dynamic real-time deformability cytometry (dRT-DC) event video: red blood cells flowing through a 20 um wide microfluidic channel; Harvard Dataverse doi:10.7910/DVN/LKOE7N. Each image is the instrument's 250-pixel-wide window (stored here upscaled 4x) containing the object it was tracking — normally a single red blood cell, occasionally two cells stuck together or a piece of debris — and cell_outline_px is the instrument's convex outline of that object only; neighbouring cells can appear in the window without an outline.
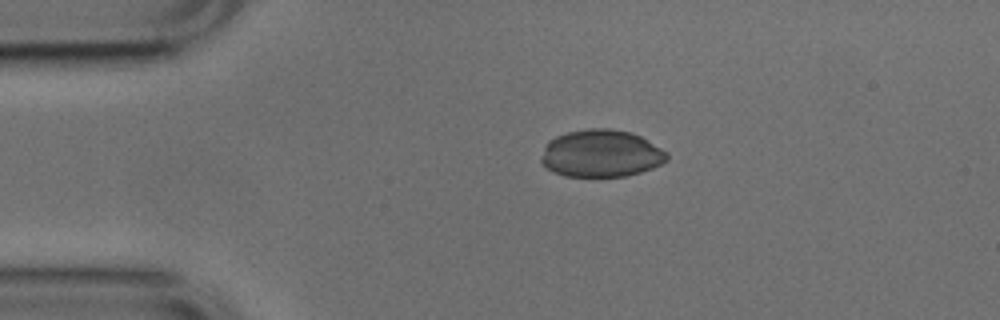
{"species": "common noctule bat (a hibernating species)", "species_latin": "Nyctalus noctula", "temperature_condition": "cold", "stored_images_in_passage": 43, "camera_frame_rate_fps": 3000, "um_per_image_px": 0.085, "animal": {"sex": "male", "body_mass_g": 17.9, "forearm_length_mm": 54.2}, "frame": {"image": 1, "passage_image": 1, "time_ms": 0.0, "image_size_px": [1000, 320], "cell_outline_px": [[668, 160], [652, 168], [640, 172], [624, 176], [564, 176], [552, 172], [540, 160], [540, 156], [544, 144], [548, 140], [556, 136], [568, 132], [588, 128], [608, 128], [632, 132], [648, 140], [668, 152]], "centroid_in_image_um": [51.07, 13.03], "position_along_channel_um": 33.9, "area_um2": 34.91}}
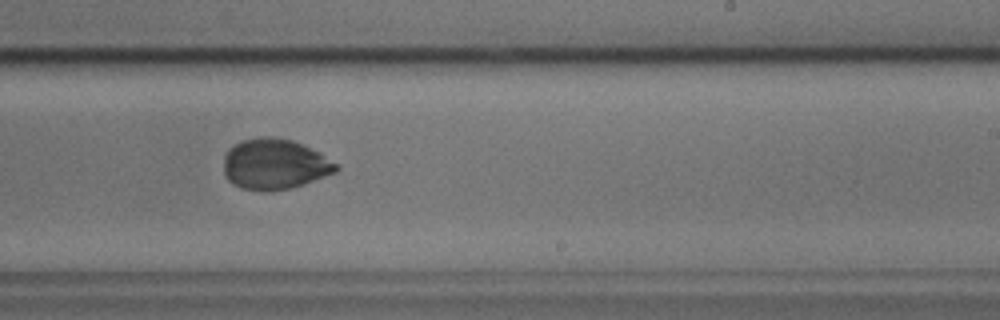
{"frame": {"image": 2, "passage_image": 22, "time_ms": 7.0, "image_size_px": [1000, 320], "cell_outline_px": [[340, 168], [336, 172], [304, 184], [288, 188], [268, 192], [240, 188], [232, 184], [224, 176], [224, 156], [228, 148], [232, 144], [244, 140], [260, 136], [268, 136], [292, 140], [304, 144], [340, 164]], "centroid_in_image_um": [23.34, 13.95], "position_along_channel_um": 265.7, "area_um2": 33.58}}
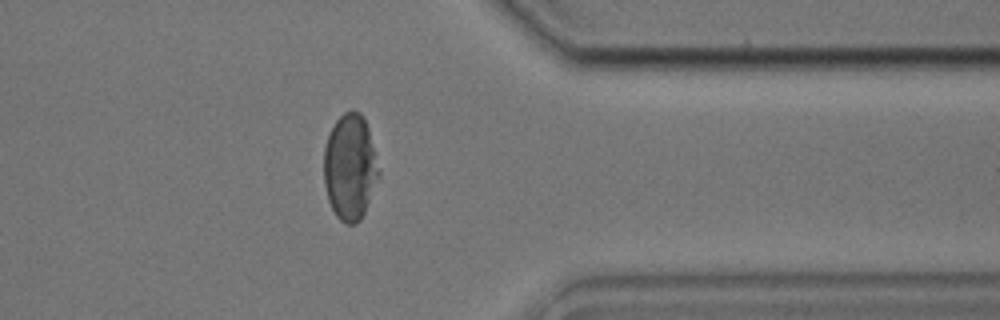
{"frame": {"image": 3, "passage_image": 32, "time_ms": 10.333, "image_size_px": [1000, 320], "cell_outline_px": [[380, 176], [364, 212], [360, 220], [356, 224], [344, 224], [336, 216], [328, 200], [324, 184], [324, 148], [328, 136], [336, 120], [344, 112], [360, 112], [364, 116], [368, 128], [380, 172]], "centroid_in_image_um": [29.75, 14.23], "position_along_channel_um": 381.6, "area_um2": 33.81}}